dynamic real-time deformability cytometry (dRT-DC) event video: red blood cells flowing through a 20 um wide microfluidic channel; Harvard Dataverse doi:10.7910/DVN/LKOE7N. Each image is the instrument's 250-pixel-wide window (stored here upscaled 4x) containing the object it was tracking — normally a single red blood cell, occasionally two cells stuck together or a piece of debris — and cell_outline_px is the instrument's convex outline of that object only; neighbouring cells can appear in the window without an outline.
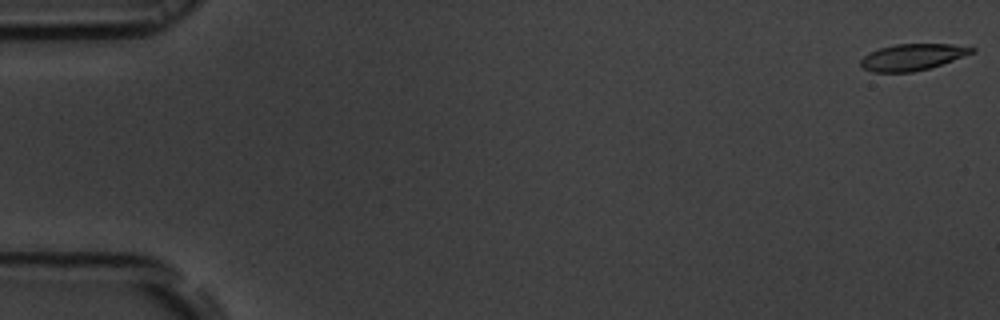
{"species": "common noctule bat (a hibernating species)", "species_latin": "Nyctalus noctula", "temperature_condition": "room temperature", "stored_images_in_passage": 55, "camera_frame_rate_fps": 3000, "um_per_image_px": 0.085, "animal": {"sex": "male", "body_mass_g": 19.5, "forearm_length_mm": 54.6}, "frame": {"image": 1, "passage_image": 1, "time_ms": 0.0, "image_size_px": [1000, 320], "cell_outline_px": [[976, 52], [928, 68], [912, 72], [872, 72], [864, 68], [860, 64], [860, 60], [868, 52], [880, 48], [896, 44], [952, 44], [976, 48]], "centroid_in_image_um": [77.54, 4.84], "position_along_channel_um": 7.5, "area_um2": 16.99}}
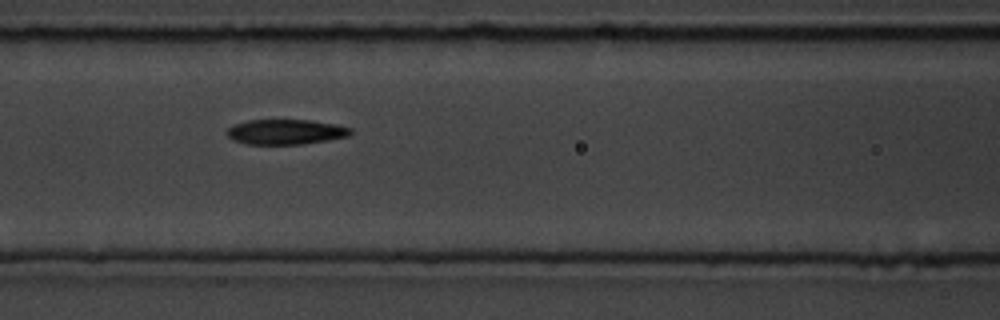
{"frame": {"image": 2, "passage_image": 24, "time_ms": 7.667, "image_size_px": [1000, 320], "cell_outline_px": [[352, 132], [348, 136], [328, 140], [300, 144], [248, 144], [232, 140], [224, 132], [232, 124], [248, 120], [312, 120], [336, 124], [352, 128]], "centroid_in_image_um": [24.25, 11.2], "position_along_channel_um": 142.3, "area_um2": 18.21}}
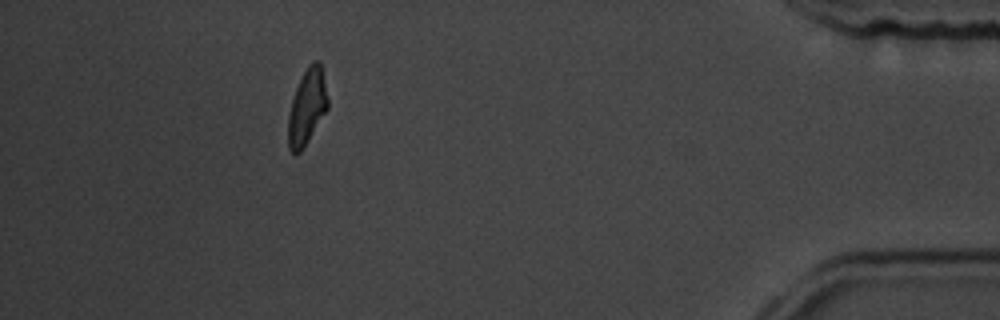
{"frame": {"image": 3, "passage_image": 50, "time_ms": 16.333, "image_size_px": [1000, 320], "cell_outline_px": [[328, 108], [300, 152], [296, 156], [288, 148], [288, 116], [292, 100], [296, 88], [308, 64], [312, 60], [320, 60], [328, 96]], "centroid_in_image_um": [26.1, 9.06], "position_along_channel_um": 409.1, "area_um2": 17.34}, "authors_computed_cell_mechanics": {"area_um2": 18.496, "velocity_mm_per_s": 3.7262, "shape_relaxation_time_tau1_ms": 4.242, "shape_relaxation_time_tau2_ms": 3.9785, "deformation_change_tau1": 0.1553, "deformation_change_tau2": 0.1101}}